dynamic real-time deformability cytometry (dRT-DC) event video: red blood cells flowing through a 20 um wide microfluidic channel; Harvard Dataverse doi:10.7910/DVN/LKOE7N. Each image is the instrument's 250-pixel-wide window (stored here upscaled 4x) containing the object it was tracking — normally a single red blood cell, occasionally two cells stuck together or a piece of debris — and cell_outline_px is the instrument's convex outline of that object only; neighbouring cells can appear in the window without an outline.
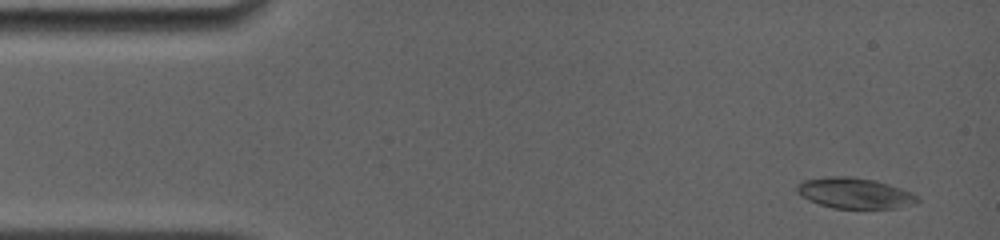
{"species": "common noctule bat (a hibernating species)", "species_latin": "Nyctalus noctula", "temperature_condition": "room temperature", "stored_images_in_passage": 26, "camera_frame_rate_fps": 4000, "um_per_image_px": 0.085, "animal": {"sex": "female", "body_mass_g": 19.0, "forearm_length_mm": 56.7}, "frame": {"image": 1, "passage_image": 1, "time_ms": 0.0, "image_size_px": [1000, 240], "cell_outline_px": [[920, 200], [916, 204], [896, 208], [832, 208], [808, 200], [800, 196], [796, 192], [796, 184], [804, 180], [824, 176], [852, 176], [876, 180], [912, 192]], "centroid_in_image_um": [72.62, 16.41], "position_along_channel_um": 12.4, "area_um2": 21.79}}
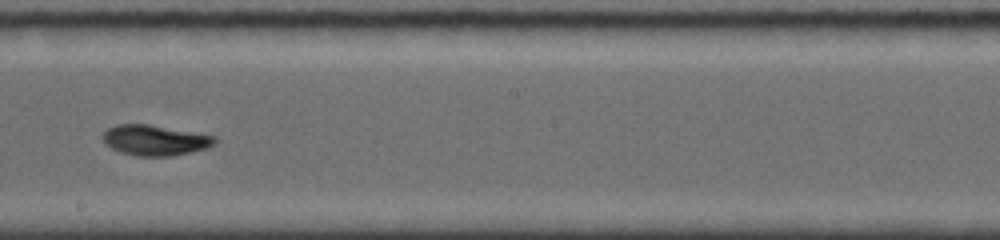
{"frame": {"image": 2, "passage_image": 12, "time_ms": 8.5, "image_size_px": [1000, 240], "cell_outline_px": [[216, 144], [208, 148], [168, 156], [136, 156], [120, 152], [104, 144], [100, 136], [108, 128], [116, 124], [148, 124], [216, 136]], "centroid_in_image_um": [13.13, 11.91], "position_along_channel_um": 235.1, "area_um2": 19.94}}
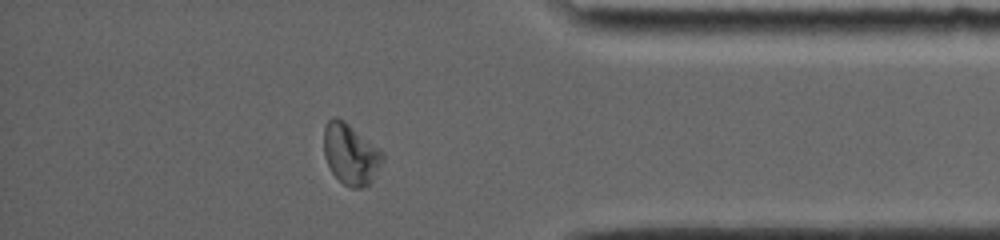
{"frame": {"image": 3, "passage_image": 22, "time_ms": 13.25, "image_size_px": [1000, 240], "cell_outline_px": [[384, 160], [372, 180], [368, 184], [360, 188], [352, 188], [344, 184], [332, 172], [324, 156], [324, 128], [328, 120], [332, 116], [336, 116], [344, 120], [380, 148], [384, 152]], "centroid_in_image_um": [29.81, 13.07], "position_along_channel_um": 405.4, "area_um2": 20.92}, "authors_computed_cell_mechanics": {"area_um2": 20.23, "velocity_mm_per_s": 3.8016, "shape_relaxation_time_tau1_ms": 3.4538, "shape_relaxation_time_tau2_ms": 4.6883, "deformation_change_tau1": 0.1028, "deformation_change_tau2": 0.1039}}